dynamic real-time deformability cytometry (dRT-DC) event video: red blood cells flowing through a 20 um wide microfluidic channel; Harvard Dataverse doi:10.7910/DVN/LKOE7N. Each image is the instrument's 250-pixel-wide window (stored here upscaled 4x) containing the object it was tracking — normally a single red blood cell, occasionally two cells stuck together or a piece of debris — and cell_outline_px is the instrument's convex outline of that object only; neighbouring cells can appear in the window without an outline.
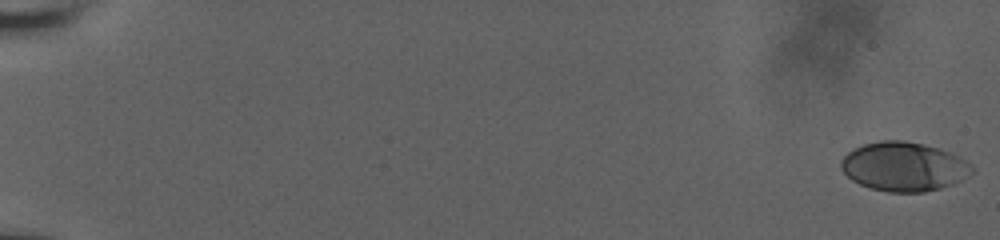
{"species": "human", "species_latin": "Homo sapiens", "temperature_condition": "room temperature", "stored_images_in_passage": 58, "camera_frame_rate_fps": 3000, "um_per_image_px": 0.085, "donor": {"sex": "male"}, "frame": {"image": 1, "passage_image": 1, "time_ms": 0.0, "image_size_px": [1000, 240], "cell_outline_px": [[972, 172], [968, 176], [952, 184], [940, 188], [924, 192], [888, 192], [872, 188], [860, 184], [852, 180], [840, 168], [840, 160], [848, 152], [864, 144], [880, 140], [904, 140], [936, 148], [948, 152], [964, 160], [972, 168]], "centroid_in_image_um": [76.78, 14.17], "position_along_channel_um": 8.2, "area_um2": 36.93}}
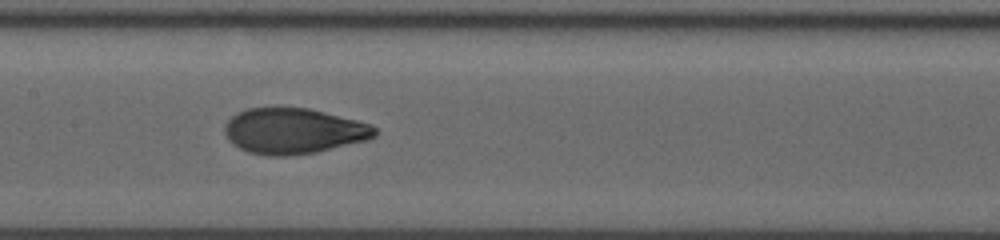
{"frame": {"image": 2, "passage_image": 32, "time_ms": 10.333, "image_size_px": [1000, 240], "cell_outline_px": [[376, 136], [368, 140], [316, 152], [288, 156], [268, 156], [248, 152], [232, 144], [228, 140], [224, 132], [224, 124], [236, 112], [248, 108], [308, 108], [372, 124], [376, 128]], "centroid_in_image_um": [24.93, 11.14], "position_along_channel_um": 182.5, "area_um2": 40.06}}
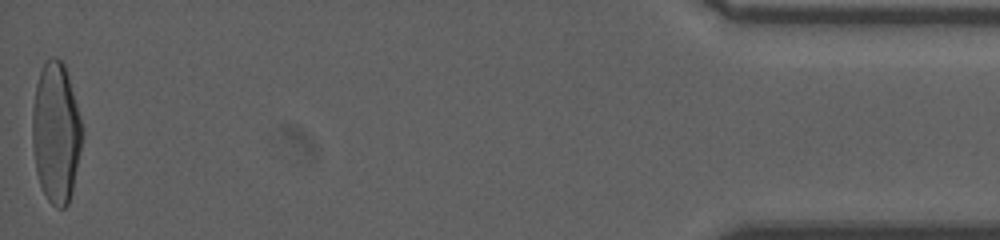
{"frame": {"image": 3, "passage_image": 58, "time_ms": 19.0, "image_size_px": [1000, 240], "cell_outline_px": [[84, 136], [72, 192], [68, 204], [64, 208], [56, 208], [48, 200], [40, 184], [36, 172], [32, 144], [32, 112], [36, 84], [44, 60], [52, 56], [60, 60], [64, 64], [68, 76], [84, 128]], "centroid_in_image_um": [4.77, 11.28], "position_along_channel_um": 430.4, "area_um2": 41.21}, "authors_computed_cell_mechanics": {"area_um2": 38.9861, "velocity_mm_per_s": 3.8298, "shape_relaxation_time_tau1_ms": 4.3739, "shape_relaxation_time_tau2_ms": 0.8055, "deformation_change_tau1": 0.2049, "deformation_change_tau2": 0.0484}}